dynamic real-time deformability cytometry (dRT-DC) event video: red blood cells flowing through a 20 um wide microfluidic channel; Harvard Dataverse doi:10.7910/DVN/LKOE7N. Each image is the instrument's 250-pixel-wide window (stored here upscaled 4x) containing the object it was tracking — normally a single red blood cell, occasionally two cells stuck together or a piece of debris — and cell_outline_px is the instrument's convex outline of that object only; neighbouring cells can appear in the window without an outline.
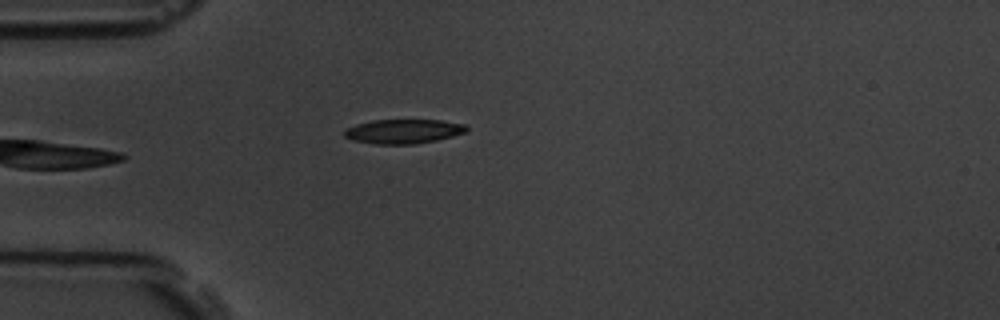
{"species": "common noctule bat (a hibernating species)", "species_latin": "Nyctalus noctula", "temperature_condition": "room temperature", "stored_images_in_passage": 6, "camera_frame_rate_fps": 3000, "um_per_image_px": 0.085, "animal": {"sex": "male", "body_mass_g": 19.5, "forearm_length_mm": 54.6}, "frame": {"image": 1, "passage_image": 6, "time_ms": 5.667, "image_size_px": [1000, 320], "cell_outline_px": [[468, 132], [436, 140], [416, 144], [376, 144], [352, 140], [344, 136], [344, 132], [348, 128], [356, 124], [372, 120], [440, 120], [464, 124], [468, 128]], "centroid_in_image_um": [34.3, 11.16], "position_along_channel_um": 50.7, "area_um2": 17.28}}